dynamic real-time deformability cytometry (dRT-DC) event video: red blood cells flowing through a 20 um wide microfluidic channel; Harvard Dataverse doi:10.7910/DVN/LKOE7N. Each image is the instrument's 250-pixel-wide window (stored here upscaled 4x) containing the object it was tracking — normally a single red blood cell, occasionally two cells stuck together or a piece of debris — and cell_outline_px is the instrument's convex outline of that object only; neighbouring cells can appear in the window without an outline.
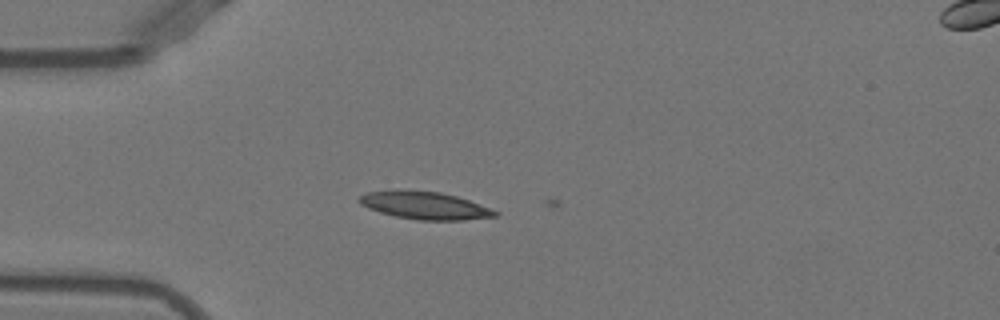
{"species": "Egyptian fruit bat (a non-hibernating species)", "species_latin": "Rousettus aegyptiacus", "temperature_condition": "warm", "stored_images_in_passage": 6, "camera_frame_rate_fps": 3000, "um_per_image_px": 0.085, "animal": {"sex": "female"}, "frame": {"image": 1, "passage_image": 4, "time_ms": 1.0, "image_size_px": [1000, 320], "cell_outline_px": [[500, 212], [496, 216], [464, 220], [416, 220], [396, 216], [380, 212], [368, 208], [360, 204], [356, 200], [360, 196], [368, 192], [396, 188], [440, 192], [456, 196], [468, 200]], "centroid_in_image_um": [36.04, 17.44], "position_along_channel_um": 49.0, "area_um2": 22.08}}